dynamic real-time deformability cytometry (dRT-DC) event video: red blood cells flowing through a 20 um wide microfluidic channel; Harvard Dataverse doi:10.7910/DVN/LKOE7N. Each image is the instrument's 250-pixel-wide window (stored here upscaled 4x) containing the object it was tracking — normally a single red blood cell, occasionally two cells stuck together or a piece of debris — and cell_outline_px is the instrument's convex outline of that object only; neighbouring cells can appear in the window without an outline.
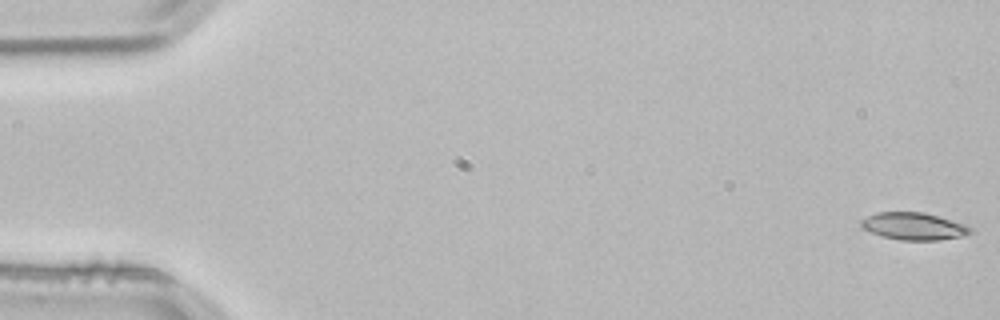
{"species": "common noctule bat (a hibernating species)", "species_latin": "Nyctalus noctula", "temperature_condition": "room temperature", "stored_images_in_passage": 4, "camera_frame_rate_fps": 3000, "um_per_image_px": 0.085, "animal": {"sex": "male", "body_mass_g": 21.5, "forearm_length_mm": 52.0}, "frame": {"image": 1, "passage_image": 1, "time_ms": 0.0, "image_size_px": [1000, 320], "cell_outline_px": [[972, 232], [964, 236], [936, 240], [900, 240], [884, 236], [860, 228], [860, 220], [876, 212], [924, 212], [964, 224], [972, 228]], "centroid_in_image_um": [77.65, 19.22], "position_along_channel_um": 7.4, "area_um2": 17.28}}
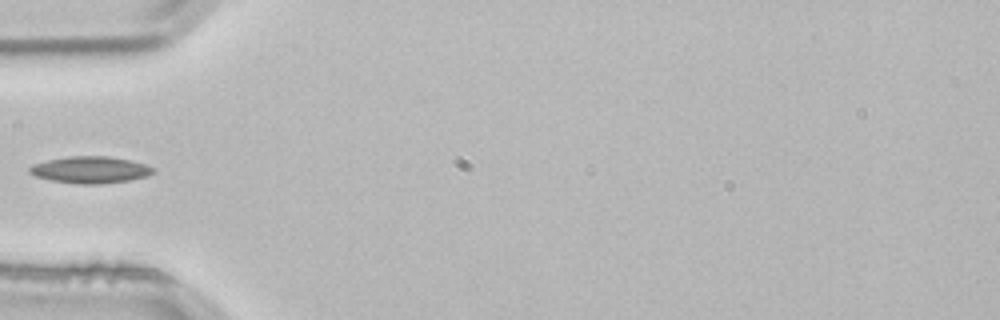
{"frame": {"image": 2, "passage_image": 4, "time_ms": 1.0, "image_size_px": [1000, 320], "cell_outline_px": [[156, 168], [148, 176], [128, 180], [100, 184], [76, 184], [52, 180], [36, 176], [28, 172], [28, 168], [32, 164], [48, 160], [68, 156], [108, 156], [128, 160], [144, 164]], "centroid_in_image_um": [7.65, 14.43], "position_along_channel_um": 77.4, "area_um2": 19.19}}